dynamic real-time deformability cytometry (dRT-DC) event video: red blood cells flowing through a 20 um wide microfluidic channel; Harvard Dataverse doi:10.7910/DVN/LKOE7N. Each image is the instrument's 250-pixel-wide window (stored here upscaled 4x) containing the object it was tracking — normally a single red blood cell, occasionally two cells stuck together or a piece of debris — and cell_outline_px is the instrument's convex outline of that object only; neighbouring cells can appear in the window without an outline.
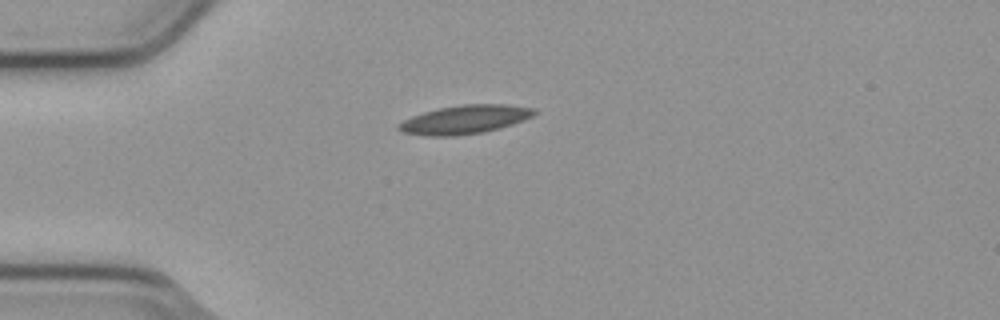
{"species": "common noctule bat (a hibernating species)", "species_latin": "Nyctalus noctula", "temperature_condition": "cold", "stored_images_in_passage": 36, "camera_frame_rate_fps": 3000, "um_per_image_px": 0.085, "animal": {"sex": "male", "body_mass_g": 23.1, "forearm_length_mm": 52.7}, "frame": {"image": 1, "passage_image": 1, "time_ms": 0.0, "image_size_px": [1000, 320], "cell_outline_px": [[536, 112], [532, 116], [512, 124], [484, 132], [452, 136], [424, 136], [400, 132], [396, 128], [404, 120], [412, 116], [424, 112], [440, 108], [460, 104], [508, 104], [536, 108]], "centroid_in_image_um": [39.49, 10.16], "position_along_channel_um": 45.5, "area_um2": 22.6}}
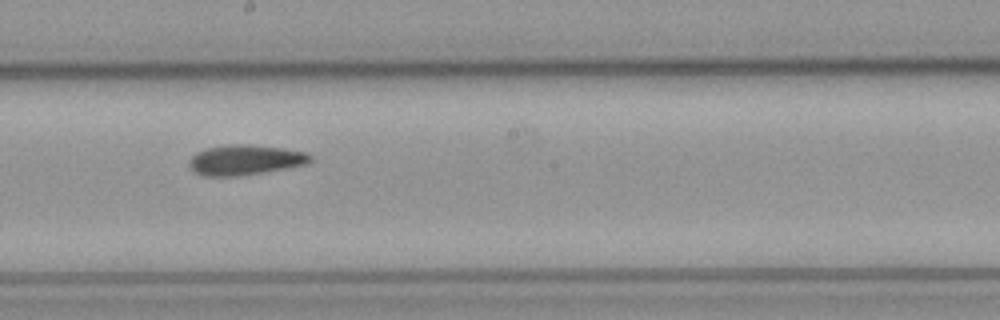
{"frame": {"image": 2, "passage_image": 17, "time_ms": 5.333, "image_size_px": [1000, 320], "cell_outline_px": [[312, 160], [304, 164], [284, 168], [236, 176], [204, 176], [196, 172], [188, 164], [188, 160], [196, 152], [208, 148], [228, 144], [248, 144], [284, 148], [308, 152], [312, 156]], "centroid_in_image_um": [20.82, 13.57], "position_along_channel_um": 227.4, "area_um2": 21.1}}
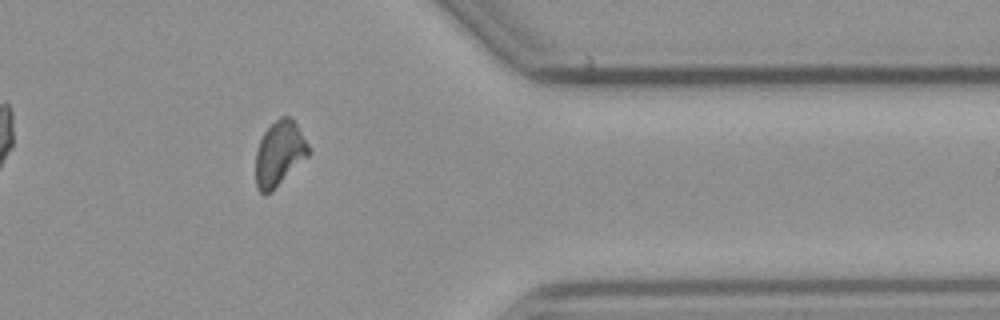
{"frame": {"image": 3, "passage_image": 31, "time_ms": 10.0, "image_size_px": [1000, 320], "cell_outline_px": [[312, 152], [272, 192], [264, 196], [256, 188], [256, 152], [260, 140], [264, 132], [280, 116], [292, 116], [308, 144]], "centroid_in_image_um": [23.75, 13.07], "position_along_channel_um": 387.6, "area_um2": 20.17}, "authors_computed_cell_mechanics": {"area_um2": 20.5768, "velocity_mm_per_s": 3.7842, "shape_relaxation_time_tau1_ms": null, "shape_relaxation_time_tau2_ms": 7.5647, "deformation_change_tau1": null, "deformation_change_tau2": 0.1483}}